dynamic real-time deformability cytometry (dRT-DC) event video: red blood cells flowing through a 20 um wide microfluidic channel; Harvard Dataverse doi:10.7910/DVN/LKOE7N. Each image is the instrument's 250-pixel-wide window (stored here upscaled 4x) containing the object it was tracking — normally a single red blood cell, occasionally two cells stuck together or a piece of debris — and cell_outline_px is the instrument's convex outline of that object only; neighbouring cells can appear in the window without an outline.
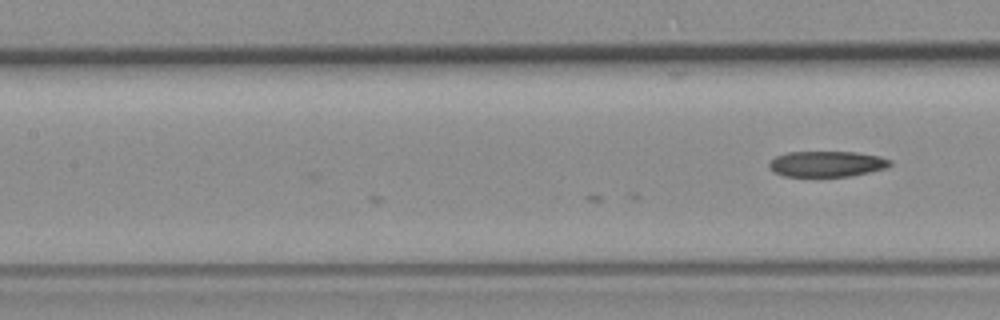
{"species": "common noctule bat (a hibernating species)", "species_latin": "Nyctalus noctula", "temperature_condition": "room temperature", "stored_images_in_passage": 7, "camera_frame_rate_fps": 3000, "um_per_image_px": 0.085, "animal": {"sex": "female", "body_mass_g": 19.3, "forearm_length_mm": 54.1}, "frame": {"image": 1, "passage_image": 7, "time_ms": 2.0, "image_size_px": [1000, 320], "cell_outline_px": [[892, 164], [884, 168], [868, 172], [848, 176], [784, 176], [772, 172], [768, 164], [776, 156], [788, 152], [856, 152], [880, 156], [892, 160]], "centroid_in_image_um": [70.27, 13.93], "position_along_channel_um": 137.1, "area_um2": 18.03}}